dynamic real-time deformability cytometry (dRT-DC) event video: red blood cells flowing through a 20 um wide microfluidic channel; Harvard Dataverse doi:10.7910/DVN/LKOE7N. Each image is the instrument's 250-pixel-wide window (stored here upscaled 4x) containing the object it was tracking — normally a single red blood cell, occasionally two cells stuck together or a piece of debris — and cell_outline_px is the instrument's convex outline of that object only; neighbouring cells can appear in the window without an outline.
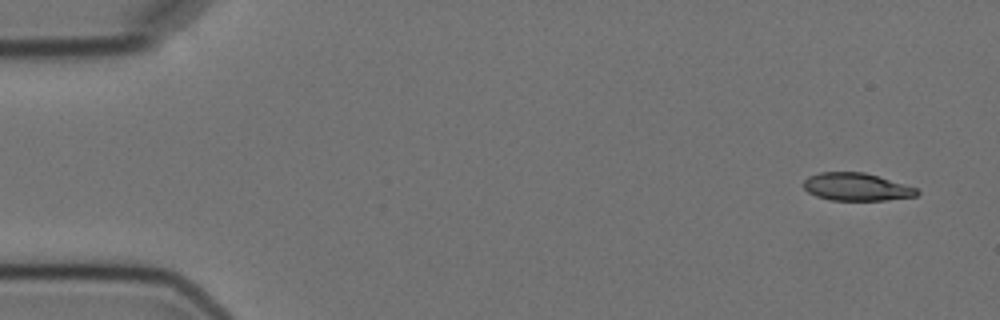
{"species": "Egyptian fruit bat (a non-hibernating species)", "species_latin": "Rousettus aegyptiacus", "temperature_condition": "cold", "stored_images_in_passage": 2, "camera_frame_rate_fps": 3000, "um_per_image_px": 0.085, "animal": {"sex": "female"}, "frame": {"image": 1, "passage_image": 2, "time_ms": 1.333, "image_size_px": [1000, 320], "cell_outline_px": [[920, 192], [916, 196], [888, 200], [828, 200], [816, 196], [808, 192], [804, 188], [804, 180], [808, 176], [820, 172], [864, 172], [916, 188]], "centroid_in_image_um": [72.77, 15.89], "position_along_channel_um": 12.2, "area_um2": 18.21}}